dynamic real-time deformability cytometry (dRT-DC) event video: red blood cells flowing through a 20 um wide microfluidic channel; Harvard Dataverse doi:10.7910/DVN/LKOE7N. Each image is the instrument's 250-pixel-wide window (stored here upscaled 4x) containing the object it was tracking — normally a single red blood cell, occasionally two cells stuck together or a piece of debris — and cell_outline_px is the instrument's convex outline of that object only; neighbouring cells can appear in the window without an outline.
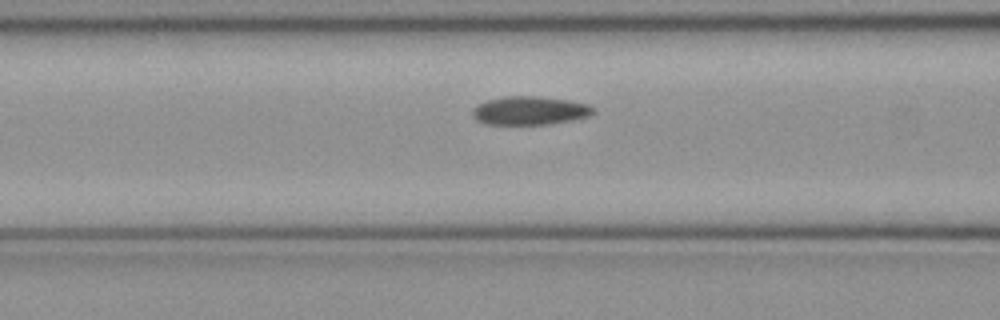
{"species": "common noctule bat (a hibernating species)", "species_latin": "Nyctalus noctula", "temperature_condition": "cold", "stored_images_in_passage": 14, "camera_frame_rate_fps": 3000, "um_per_image_px": 0.085, "animal": {"sex": "female", "body_mass_g": 21.9}, "frame": {"image": 1, "passage_image": 12, "time_ms": 3.667, "image_size_px": [1000, 320], "cell_outline_px": [[596, 112], [588, 116], [572, 120], [548, 124], [484, 124], [476, 120], [472, 116], [472, 108], [476, 104], [488, 100], [504, 96], [536, 96], [568, 100], [588, 104], [596, 108]], "centroid_in_image_um": [45.02, 9.4], "position_along_channel_um": 121.6, "area_um2": 20.23}}